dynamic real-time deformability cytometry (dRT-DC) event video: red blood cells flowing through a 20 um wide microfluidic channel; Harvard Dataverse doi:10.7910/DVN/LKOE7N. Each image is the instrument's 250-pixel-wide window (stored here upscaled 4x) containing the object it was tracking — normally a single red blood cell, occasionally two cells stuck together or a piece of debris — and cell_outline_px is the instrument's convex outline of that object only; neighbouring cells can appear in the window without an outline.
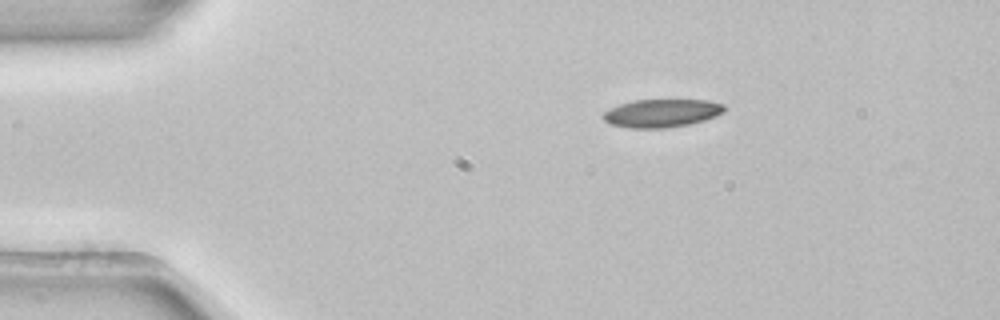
{"species": "common noctule bat (a hibernating species)", "species_latin": "Nyctalus noctula", "temperature_condition": "room temperature", "stored_images_in_passage": 3, "segment_of_instrument_passage": [2, 2], "camera_frame_rate_fps": 3000, "um_per_image_px": 0.085, "animal": {"sex": "female", "body_mass_g": 22.7, "forearm_length_mm": 54.2}, "frame": {"image": 1, "passage_image": 3, "time_ms": 0.667, "image_size_px": [1000, 320], "cell_outline_px": [[728, 108], [724, 112], [716, 116], [704, 120], [688, 124], [668, 128], [628, 128], [608, 124], [600, 116], [608, 108], [632, 100], [708, 100], [724, 104]], "centroid_in_image_um": [56.22, 9.62], "position_along_channel_um": 28.8, "area_um2": 20.17}}